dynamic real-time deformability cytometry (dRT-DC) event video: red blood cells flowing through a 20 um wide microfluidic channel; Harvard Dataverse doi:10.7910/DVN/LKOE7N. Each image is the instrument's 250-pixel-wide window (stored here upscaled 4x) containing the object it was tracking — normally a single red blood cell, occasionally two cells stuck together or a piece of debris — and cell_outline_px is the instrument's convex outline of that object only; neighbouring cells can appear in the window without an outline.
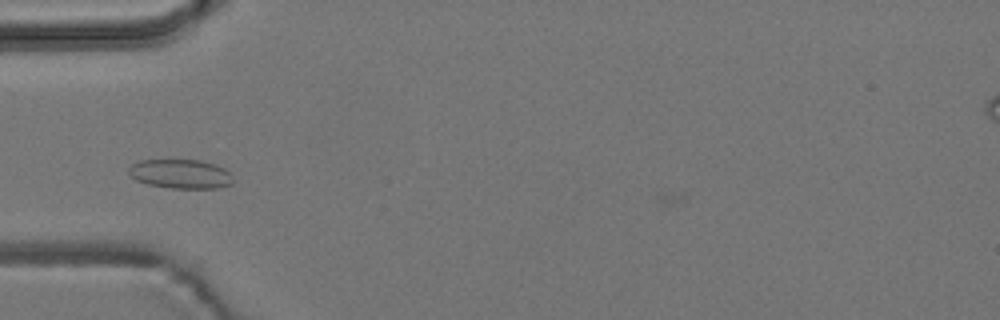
{"species": "common noctule bat (a hibernating species)", "species_latin": "Nyctalus noctula", "temperature_condition": "room temperature", "stored_images_in_passage": 3, "camera_frame_rate_fps": 3000, "um_per_image_px": 0.085, "animal": {"sex": "male", "body_mass_g": 19.2, "forearm_length_mm": 51.8}, "frame": {"image": 1, "passage_image": 1, "time_ms": 0.0, "image_size_px": [1000, 320], "cell_outline_px": [[232, 184], [220, 188], [172, 188], [148, 184], [136, 180], [128, 172], [128, 168], [132, 164], [140, 160], [200, 160], [216, 164], [224, 168], [228, 172], [232, 180]], "centroid_in_image_um": [15.35, 14.78], "position_along_channel_um": 69.7, "area_um2": 17.69}}
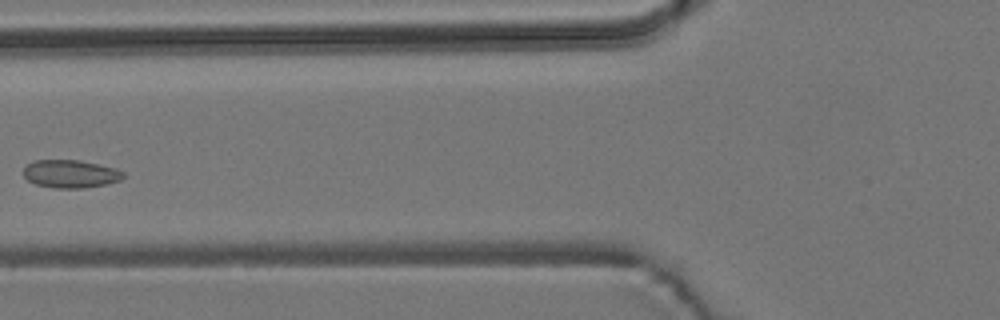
{"frame": {"image": 2, "passage_image": 2, "time_ms": 1.333, "image_size_px": [1000, 320], "cell_outline_px": [[124, 176], [120, 180], [104, 184], [84, 188], [52, 188], [36, 184], [28, 180], [24, 176], [24, 168], [28, 164], [36, 160], [80, 160], [100, 164], [116, 168], [124, 172]], "centroid_in_image_um": [6.0, 14.77], "position_along_channel_um": 119.8, "area_um2": 16.24}}
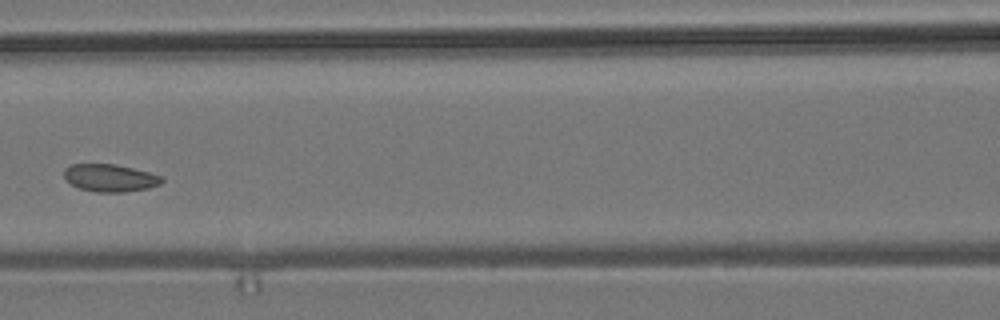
{"frame": {"image": 3, "passage_image": 3, "time_ms": 2.333, "image_size_px": [1000, 320], "cell_outline_px": [[164, 180], [160, 184], [148, 188], [124, 192], [96, 192], [80, 188], [72, 184], [64, 176], [64, 168], [72, 164], [116, 164], [164, 176]], "centroid_in_image_um": [9.38, 15.12], "position_along_channel_um": 157.2, "area_um2": 15.61}}